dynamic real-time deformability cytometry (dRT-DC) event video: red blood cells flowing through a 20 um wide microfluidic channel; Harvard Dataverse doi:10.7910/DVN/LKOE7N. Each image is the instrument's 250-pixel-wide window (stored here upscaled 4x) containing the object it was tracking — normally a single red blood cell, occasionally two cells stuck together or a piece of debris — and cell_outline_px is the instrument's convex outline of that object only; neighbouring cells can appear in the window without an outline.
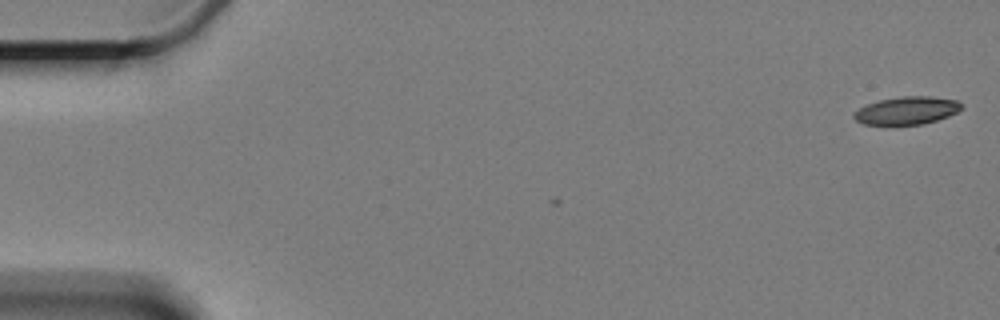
{"species": "Egyptian fruit bat (a non-hibernating species)", "species_latin": "Rousettus aegyptiacus", "temperature_condition": "cold", "stored_images_in_passage": 4, "camera_frame_rate_fps": 3000, "um_per_image_px": 0.085, "animal": {"sex": "female"}, "frame": {"image": 1, "passage_image": 1, "time_ms": 0.0, "image_size_px": [1000, 320], "cell_outline_px": [[964, 108], [948, 116], [924, 124], [864, 124], [856, 120], [852, 116], [852, 112], [868, 104], [880, 100], [900, 96], [932, 96], [956, 100]], "centroid_in_image_um": [77.08, 9.38], "position_along_channel_um": 7.9, "area_um2": 17.28}}
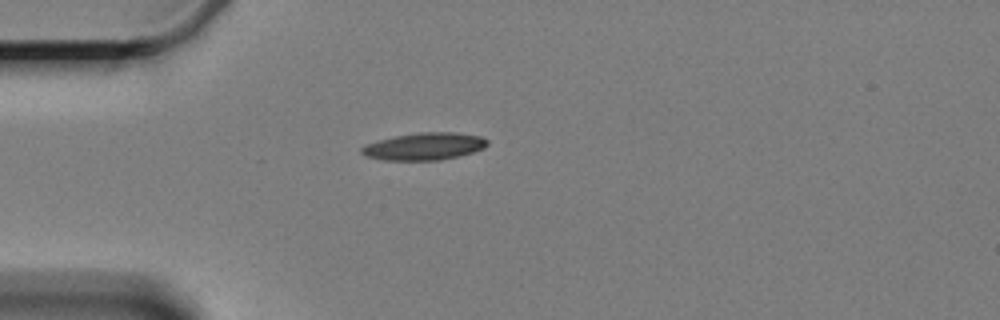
{"frame": {"image": 2, "passage_image": 4, "time_ms": 5.0, "image_size_px": [1000, 320], "cell_outline_px": [[488, 144], [484, 148], [472, 152], [440, 160], [384, 160], [364, 156], [360, 152], [360, 148], [364, 144], [396, 136], [420, 132], [452, 132], [480, 136], [488, 140]], "centroid_in_image_um": [36.03, 12.44], "position_along_channel_um": 49.0, "area_um2": 19.88}}